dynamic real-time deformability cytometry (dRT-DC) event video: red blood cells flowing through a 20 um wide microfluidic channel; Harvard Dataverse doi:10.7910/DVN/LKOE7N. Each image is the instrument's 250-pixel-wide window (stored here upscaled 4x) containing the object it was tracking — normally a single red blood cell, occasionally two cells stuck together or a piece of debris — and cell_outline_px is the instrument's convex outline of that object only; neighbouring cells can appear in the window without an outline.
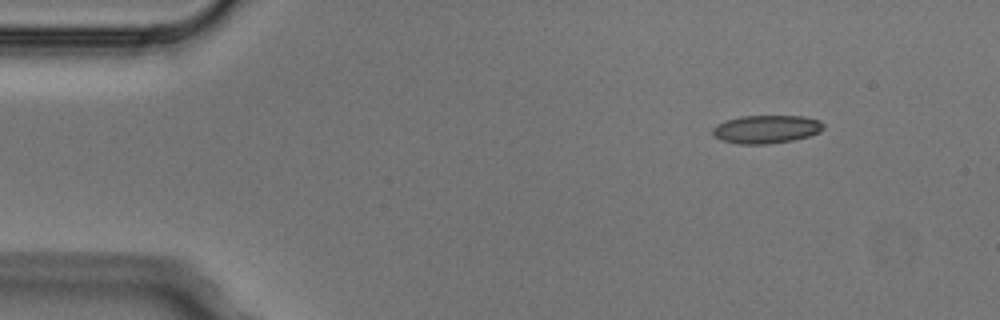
{"species": "Egyptian fruit bat (a non-hibernating species)", "species_latin": "Rousettus aegyptiacus", "temperature_condition": "cold", "stored_images_in_passage": 6, "camera_frame_rate_fps": 3000, "um_per_image_px": 0.085, "animal": {"sex": "male"}, "frame": {"image": 1, "passage_image": 1, "time_ms": 0.0, "image_size_px": [1000, 320], "cell_outline_px": [[824, 128], [820, 132], [808, 136], [792, 140], [768, 144], [736, 144], [720, 140], [712, 136], [712, 128], [716, 124], [740, 116], [804, 116], [820, 120], [824, 124]], "centroid_in_image_um": [65.11, 10.99], "position_along_channel_um": 19.9, "area_um2": 18.38}}
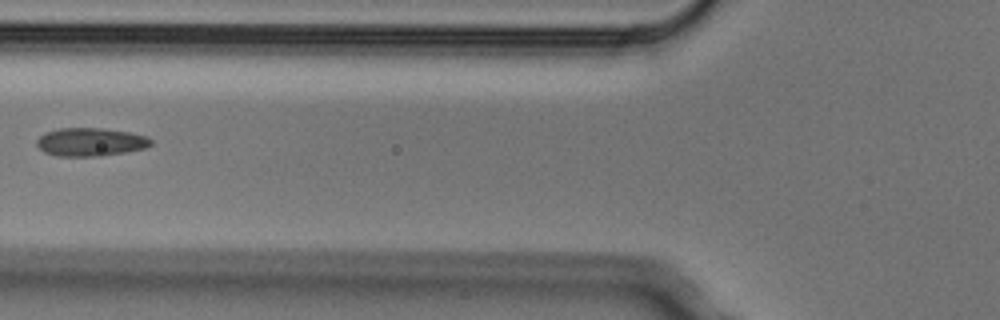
{"frame": {"image": 2, "passage_image": 5, "time_ms": 1.333, "image_size_px": [1000, 320], "cell_outline_px": [[152, 144], [144, 148], [124, 152], [100, 156], [56, 156], [44, 152], [36, 144], [36, 140], [44, 132], [60, 128], [104, 128], [128, 132], [148, 136], [152, 140]], "centroid_in_image_um": [7.67, 12.06], "position_along_channel_um": 118.1, "area_um2": 18.84}}
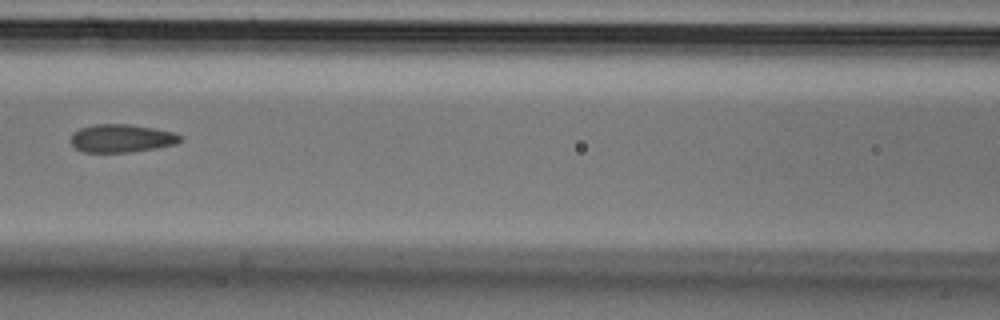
{"frame": {"image": 3, "passage_image": 6, "time_ms": 1.667, "image_size_px": [1000, 320], "cell_outline_px": [[184, 140], [176, 144], [156, 148], [132, 152], [84, 152], [76, 148], [68, 140], [72, 132], [80, 128], [96, 124], [128, 124], [156, 128], [172, 132], [180, 136]], "centroid_in_image_um": [10.31, 11.75], "position_along_channel_um": 156.3, "area_um2": 18.09}}